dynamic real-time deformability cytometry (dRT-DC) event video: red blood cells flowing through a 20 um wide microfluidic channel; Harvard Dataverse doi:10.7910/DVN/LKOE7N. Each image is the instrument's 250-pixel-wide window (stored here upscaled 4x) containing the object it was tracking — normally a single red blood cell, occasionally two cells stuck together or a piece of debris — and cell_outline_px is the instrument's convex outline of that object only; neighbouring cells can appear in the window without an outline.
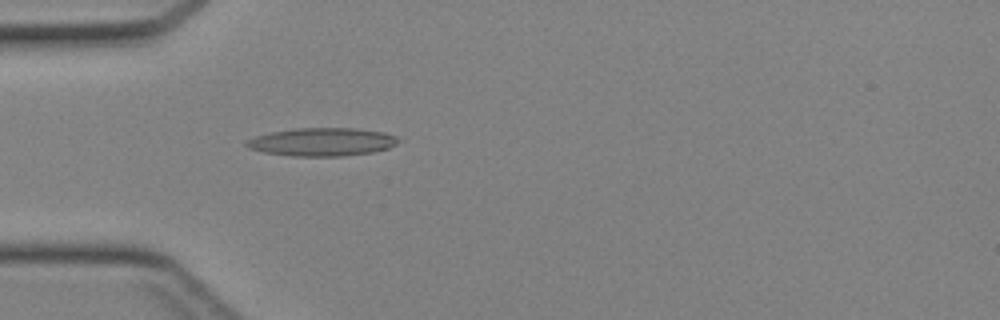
{"species": "Egyptian fruit bat (a non-hibernating species)", "species_latin": "Rousettus aegyptiacus", "temperature_condition": "cold", "stored_images_in_passage": 34, "camera_frame_rate_fps": 3000, "um_per_image_px": 0.085, "animal": {"sex": "female"}, "frame": {"image": 1, "passage_image": 4, "time_ms": 1.0, "image_size_px": [1000, 320], "cell_outline_px": [[404, 140], [388, 148], [372, 152], [344, 156], [292, 156], [264, 152], [248, 148], [244, 144], [248, 140], [256, 136], [272, 132], [296, 128], [356, 128], [384, 132], [396, 136]], "centroid_in_image_um": [27.43, 12.06], "position_along_channel_um": 57.6, "area_um2": 24.97}}
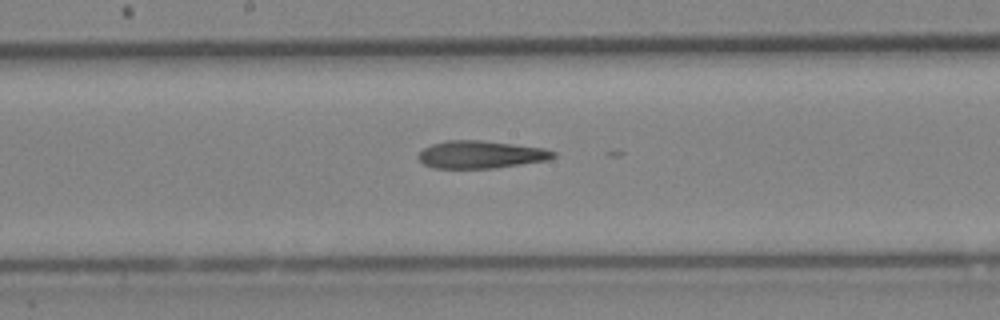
{"frame": {"image": 2, "passage_image": 14, "time_ms": 4.333, "image_size_px": [1000, 320], "cell_outline_px": [[556, 156], [548, 160], [492, 168], [432, 168], [424, 164], [416, 156], [424, 148], [432, 144], [444, 140], [480, 140], [544, 148], [556, 152]], "centroid_in_image_um": [40.84, 13.13], "position_along_channel_um": 207.4, "area_um2": 21.62}}
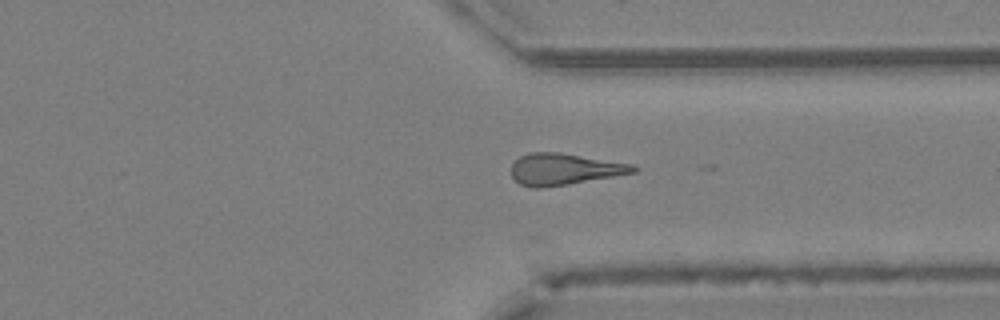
{"frame": {"image": 3, "passage_image": 24, "time_ms": 7.667, "image_size_px": [1000, 320], "cell_outline_px": [[640, 168], [636, 172], [568, 184], [540, 188], [532, 188], [520, 184], [512, 176], [512, 164], [520, 156], [528, 152], [560, 152], [632, 164]], "centroid_in_image_um": [47.96, 14.37], "position_along_channel_um": 363.4, "area_um2": 22.31}}